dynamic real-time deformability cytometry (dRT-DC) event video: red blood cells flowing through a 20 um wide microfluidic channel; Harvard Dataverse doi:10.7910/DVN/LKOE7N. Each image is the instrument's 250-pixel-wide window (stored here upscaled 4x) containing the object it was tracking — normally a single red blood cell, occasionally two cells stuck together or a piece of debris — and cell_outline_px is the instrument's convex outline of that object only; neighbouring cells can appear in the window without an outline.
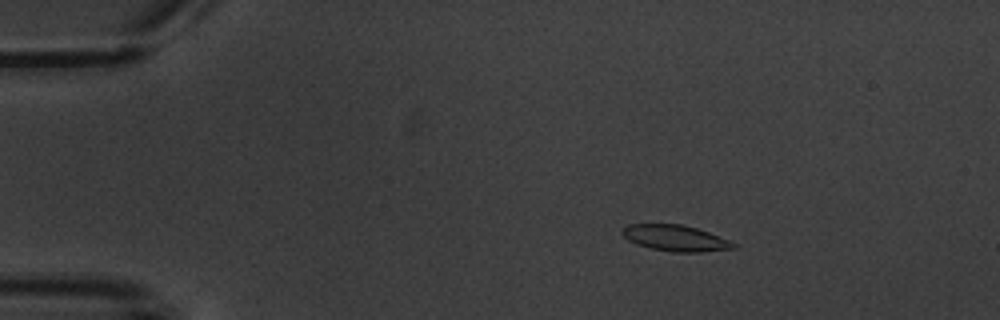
{"species": "common noctule bat (a hibernating species)", "species_latin": "Nyctalus noctula", "temperature_condition": "warm", "stored_images_in_passage": 7, "camera_frame_rate_fps": 3000, "um_per_image_px": 0.085, "animal": {"sex": "male", "body_mass_g": 20.1, "forearm_length_mm": 53.5}, "frame": {"image": 1, "passage_image": 2, "time_ms": 1.333, "image_size_px": [1000, 320], "cell_outline_px": [[736, 248], [700, 252], [672, 252], [652, 248], [636, 244], [628, 240], [620, 232], [628, 224], [680, 224], [696, 228], [708, 232], [728, 240], [736, 244]], "centroid_in_image_um": [57.39, 20.24], "position_along_channel_um": 27.6, "area_um2": 16.7}}
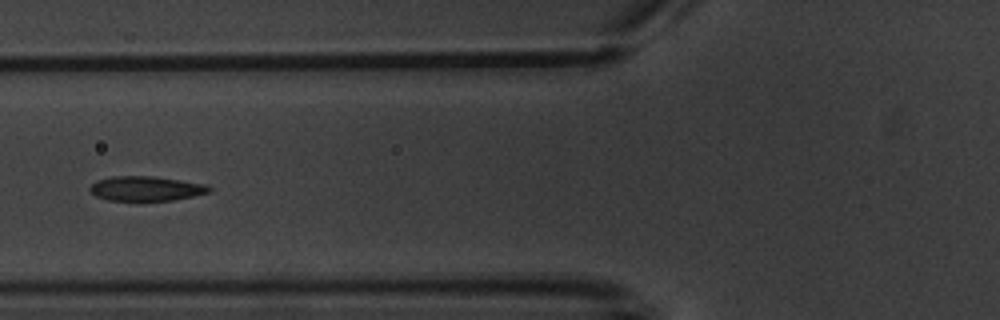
{"frame": {"image": 2, "passage_image": 6, "time_ms": 5.667, "image_size_px": [1000, 320], "cell_outline_px": [[212, 192], [172, 200], [108, 200], [96, 196], [88, 188], [96, 180], [112, 176], [152, 176], [204, 184], [212, 188]], "centroid_in_image_um": [12.39, 16.02], "position_along_channel_um": 113.4, "area_um2": 16.94}}
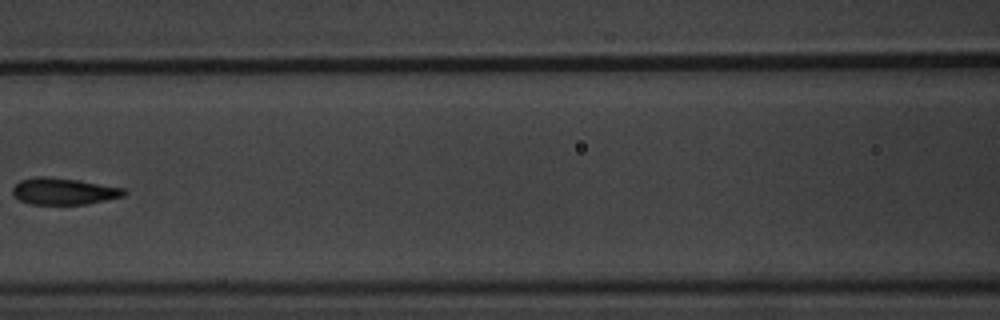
{"frame": {"image": 3, "passage_image": 7, "time_ms": 7.0, "image_size_px": [1000, 320], "cell_outline_px": [[128, 192], [124, 196], [84, 204], [32, 204], [20, 200], [12, 192], [12, 188], [20, 180], [36, 176], [48, 176], [80, 180], [128, 188]], "centroid_in_image_um": [5.47, 16.24], "position_along_channel_um": 161.1, "area_um2": 17.46}}